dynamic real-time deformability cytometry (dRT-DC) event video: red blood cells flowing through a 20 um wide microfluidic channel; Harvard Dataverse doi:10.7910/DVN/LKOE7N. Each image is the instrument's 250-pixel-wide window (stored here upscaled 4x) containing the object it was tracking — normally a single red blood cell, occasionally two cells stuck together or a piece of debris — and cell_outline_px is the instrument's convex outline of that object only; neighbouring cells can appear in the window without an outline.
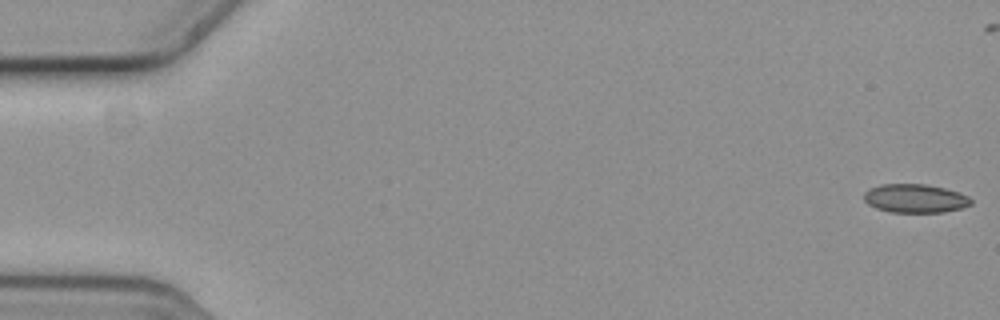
{"species": "common noctule bat (a hibernating species)", "species_latin": "Nyctalus noctula", "temperature_condition": "cold", "stored_images_in_passage": 46, "camera_frame_rate_fps": 3000, "um_per_image_px": 0.085, "animal": {"sex": "female", "body_mass_g": 19.3, "forearm_length_mm": 54.1}, "frame": {"image": 1, "passage_image": 1, "time_ms": 0.0, "image_size_px": [1000, 320], "cell_outline_px": [[972, 204], [960, 208], [944, 212], [892, 212], [876, 208], [868, 204], [864, 200], [864, 192], [880, 184], [924, 184], [944, 188], [968, 196], [972, 200]], "centroid_in_image_um": [77.77, 16.86], "position_along_channel_um": 7.2, "area_um2": 17.69}}
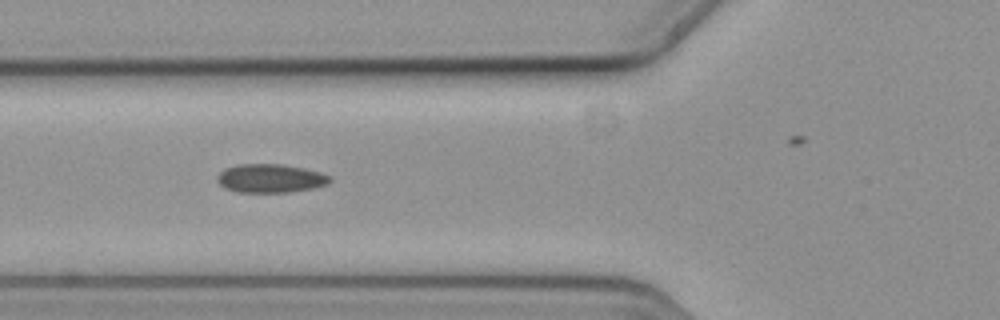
{"frame": {"image": 2, "passage_image": 22, "time_ms": 7.0, "image_size_px": [1000, 320], "cell_outline_px": [[332, 180], [328, 184], [312, 188], [292, 192], [236, 192], [224, 188], [216, 180], [216, 176], [224, 168], [236, 164], [284, 164], [304, 168], [320, 172], [332, 176]], "centroid_in_image_um": [22.98, 15.15], "position_along_channel_um": 102.8, "area_um2": 19.07}}
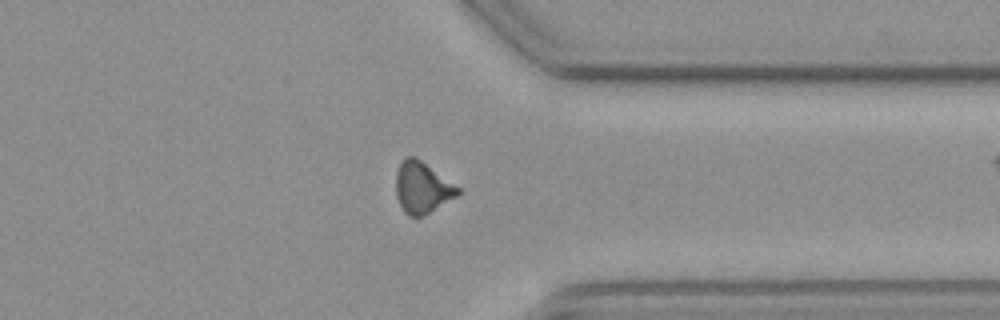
{"frame": {"image": 3, "passage_image": 45, "time_ms": 14.667, "image_size_px": [1000, 320], "cell_outline_px": [[460, 192], [456, 196], [428, 212], [420, 216], [408, 216], [404, 212], [396, 196], [396, 172], [400, 160], [408, 156], [416, 156], [460, 188]], "centroid_in_image_um": [35.84, 15.9], "position_along_channel_um": 375.6, "area_um2": 18.32}}